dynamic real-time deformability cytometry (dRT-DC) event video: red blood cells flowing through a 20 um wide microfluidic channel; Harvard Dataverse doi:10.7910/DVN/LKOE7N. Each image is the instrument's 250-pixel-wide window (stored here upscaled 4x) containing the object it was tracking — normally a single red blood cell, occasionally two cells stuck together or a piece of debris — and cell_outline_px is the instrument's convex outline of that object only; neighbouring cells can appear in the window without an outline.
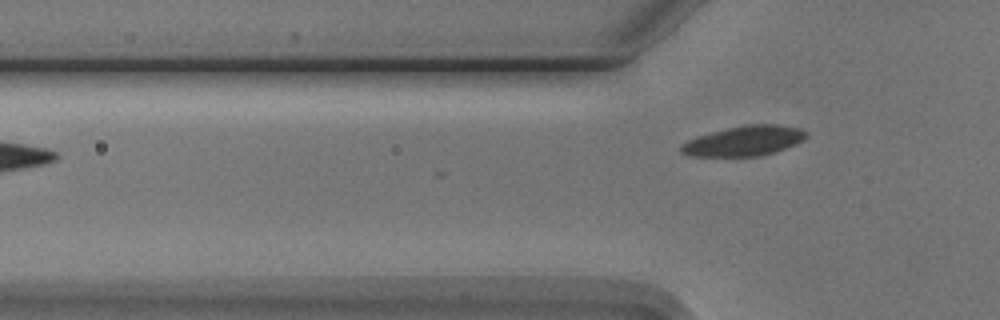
{"species": "Egyptian fruit bat (a non-hibernating species)", "species_latin": "Rousettus aegyptiacus", "temperature_condition": "cold", "stored_images_in_passage": 5, "camera_frame_rate_fps": 3000, "um_per_image_px": 0.085, "animal": {"sex": "male"}, "frame": {"image": 1, "passage_image": 5, "time_ms": 5.0, "image_size_px": [1000, 320], "cell_outline_px": [[808, 136], [804, 140], [796, 144], [776, 152], [760, 156], [692, 156], [680, 152], [680, 144], [688, 140], [712, 132], [728, 128], [748, 124], [780, 124], [800, 128], [808, 132]], "centroid_in_image_um": [63.31, 11.97], "position_along_channel_um": 62.5, "area_um2": 21.96}}